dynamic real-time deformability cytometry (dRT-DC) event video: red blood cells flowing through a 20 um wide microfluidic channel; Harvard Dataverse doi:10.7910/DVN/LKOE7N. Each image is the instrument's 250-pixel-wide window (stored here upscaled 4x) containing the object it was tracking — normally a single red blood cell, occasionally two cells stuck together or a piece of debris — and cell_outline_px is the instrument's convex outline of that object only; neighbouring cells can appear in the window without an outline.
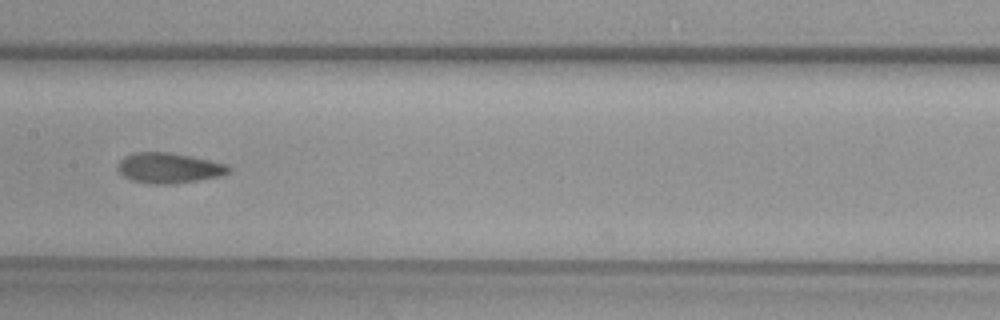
{"species": "common noctule bat (a hibernating species)", "species_latin": "Nyctalus noctula", "temperature_condition": "warm", "stored_images_in_passage": 31, "camera_frame_rate_fps": 3000, "um_per_image_px": 0.085, "animal": {"sex": "female", "body_mass_g": 29.2, "forearm_length_mm": 56.3}, "frame": {"image": 1, "passage_image": 11, "time_ms": 3.333, "image_size_px": [1000, 320], "cell_outline_px": [[232, 168], [228, 172], [216, 176], [196, 180], [172, 184], [152, 184], [132, 180], [124, 176], [116, 168], [116, 164], [124, 156], [132, 152], [168, 152], [192, 156], [224, 164]], "centroid_in_image_um": [14.27, 14.26], "position_along_channel_um": 193.1, "area_um2": 19.42}}